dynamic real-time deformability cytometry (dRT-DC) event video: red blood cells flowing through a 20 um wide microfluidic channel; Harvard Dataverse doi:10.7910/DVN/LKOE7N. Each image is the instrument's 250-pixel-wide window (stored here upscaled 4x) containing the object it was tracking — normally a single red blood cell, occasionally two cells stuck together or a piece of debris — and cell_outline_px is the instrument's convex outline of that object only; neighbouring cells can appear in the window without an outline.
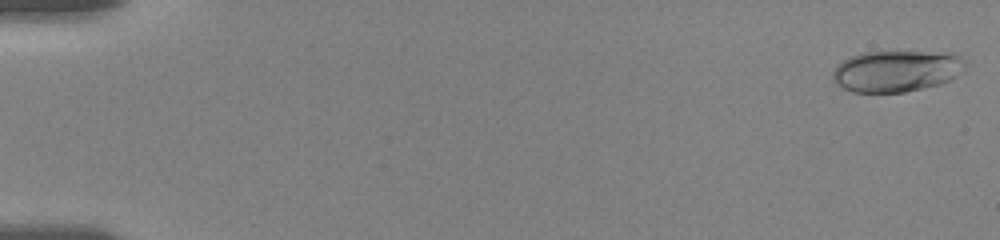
{"species": "human", "species_latin": "Homo sapiens", "temperature_condition": "room temperature", "stored_images_in_passage": 60, "camera_frame_rate_fps": 3000, "um_per_image_px": 0.085, "donor": {"sex": "female"}, "frame": {"image": 1, "passage_image": 1, "time_ms": 0.0, "image_size_px": [1000, 240], "cell_outline_px": [[964, 72], [952, 80], [940, 84], [904, 92], [852, 92], [836, 84], [832, 80], [832, 68], [836, 64], [848, 56], [864, 52], [956, 52], [964, 60]], "centroid_in_image_um": [76.2, 6.03], "position_along_channel_um": 8.8, "area_um2": 32.54}}
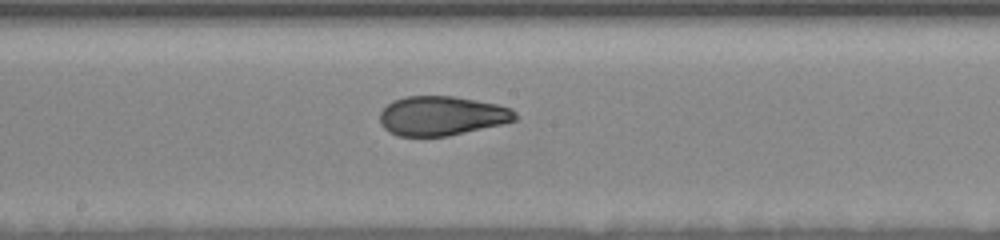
{"frame": {"image": 2, "passage_image": 36, "time_ms": 10.0, "image_size_px": [1000, 240], "cell_outline_px": [[516, 120], [500, 124], [448, 136], [396, 136], [388, 132], [380, 124], [380, 112], [392, 100], [404, 96], [452, 96], [476, 100], [496, 104], [512, 108], [516, 112]], "centroid_in_image_um": [37.51, 9.84], "position_along_channel_um": 210.7, "area_um2": 31.04}}
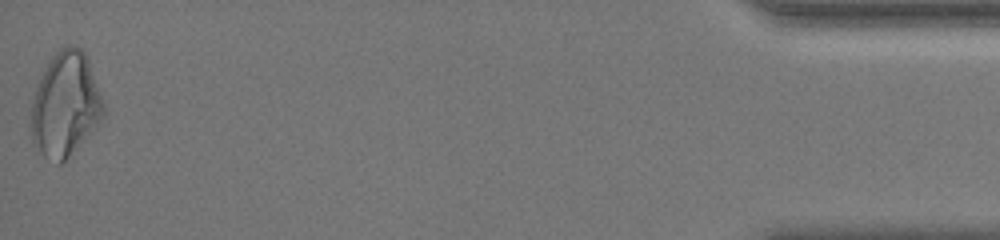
{"frame": {"image": 3, "passage_image": 60, "time_ms": 18.333, "image_size_px": [1000, 240], "cell_outline_px": [[104, 116], [68, 156], [60, 164], [56, 164], [44, 156], [32, 144], [28, 124], [32, 100], [36, 88], [52, 56], [60, 48], [68, 44], [72, 44], [80, 48], [88, 56], [104, 100]], "centroid_in_image_um": [5.53, 8.87], "position_along_channel_um": 429.7, "area_um2": 44.22}, "authors_computed_cell_mechanics": {"area_um2": 32.1946, "velocity_mm_per_s": 3.6387, "shape_relaxation_time_tau1_ms": 5.9546, "shape_relaxation_time_tau2_ms": 1.6422, "deformation_change_tau1": 0.1678, "deformation_change_tau2": 0.0747}}